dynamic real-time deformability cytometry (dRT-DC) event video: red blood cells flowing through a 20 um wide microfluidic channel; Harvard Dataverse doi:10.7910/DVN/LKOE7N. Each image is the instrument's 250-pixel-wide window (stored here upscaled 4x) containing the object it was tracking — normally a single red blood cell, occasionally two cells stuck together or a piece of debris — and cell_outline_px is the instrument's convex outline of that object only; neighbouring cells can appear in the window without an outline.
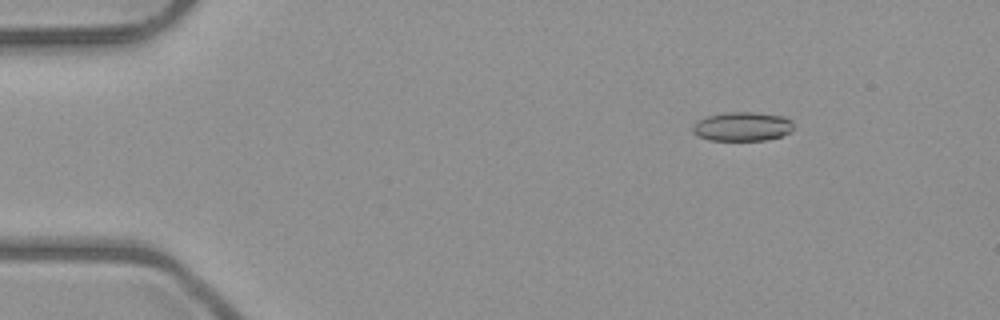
{"species": "common noctule bat (a hibernating species)", "species_latin": "Nyctalus noctula", "temperature_condition": "room temperature", "stored_images_in_passage": 4, "camera_frame_rate_fps": 3000, "um_per_image_px": 0.085, "animal": {"sex": "male", "body_mass_g": 23.1, "forearm_length_mm": 52.7}, "frame": {"image": 1, "passage_image": 1, "time_ms": 0.0, "image_size_px": [1000, 320], "cell_outline_px": [[792, 128], [788, 132], [780, 136], [764, 140], [708, 140], [692, 132], [692, 124], [696, 120], [708, 116], [724, 112], [756, 112], [784, 116], [792, 120]], "centroid_in_image_um": [63.05, 10.74], "position_along_channel_um": 21.9, "area_um2": 17.11}}